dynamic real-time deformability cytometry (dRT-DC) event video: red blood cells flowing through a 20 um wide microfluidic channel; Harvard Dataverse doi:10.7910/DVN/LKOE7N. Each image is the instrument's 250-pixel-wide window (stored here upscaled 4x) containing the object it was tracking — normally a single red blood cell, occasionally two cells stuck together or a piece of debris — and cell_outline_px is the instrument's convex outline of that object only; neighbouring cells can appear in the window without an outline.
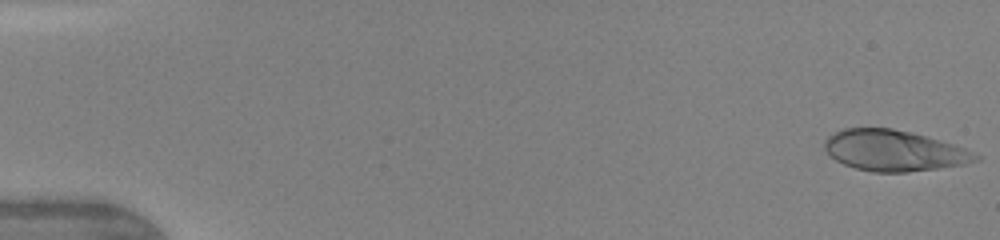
{"species": "human", "species_latin": "Homo sapiens", "temperature_condition": "warm", "stored_images_in_passage": 43, "camera_frame_rate_fps": 3000, "um_per_image_px": 0.085, "donor": {"sex": "female"}, "frame": {"image": 1, "passage_image": 1, "time_ms": 0.0, "image_size_px": [1000, 240], "cell_outline_px": [[980, 160], [964, 164], [908, 172], [872, 172], [856, 168], [844, 164], [836, 160], [824, 148], [824, 140], [828, 136], [844, 128], [892, 128], [912, 132], [952, 144], [976, 152], [980, 156]], "centroid_in_image_um": [75.99, 12.8], "position_along_channel_um": 9.0, "area_um2": 35.78}}
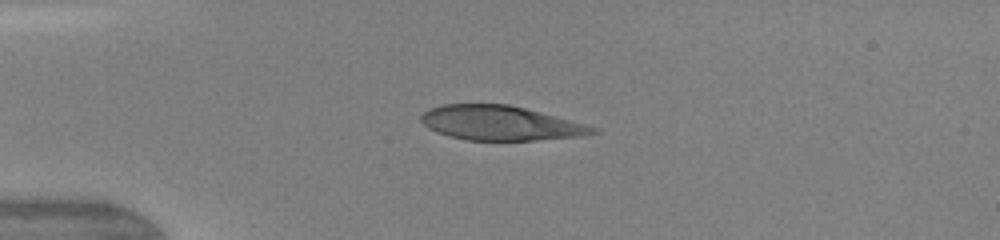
{"frame": {"image": 2, "passage_image": 9, "time_ms": 3.667, "image_size_px": [1000, 240], "cell_outline_px": [[600, 132], [584, 136], [536, 140], [464, 140], [448, 136], [436, 132], [428, 128], [420, 120], [420, 116], [428, 108], [440, 104], [508, 104], [556, 116], [600, 128]], "centroid_in_image_um": [42.53, 10.46], "position_along_channel_um": 42.5, "area_um2": 34.74}}